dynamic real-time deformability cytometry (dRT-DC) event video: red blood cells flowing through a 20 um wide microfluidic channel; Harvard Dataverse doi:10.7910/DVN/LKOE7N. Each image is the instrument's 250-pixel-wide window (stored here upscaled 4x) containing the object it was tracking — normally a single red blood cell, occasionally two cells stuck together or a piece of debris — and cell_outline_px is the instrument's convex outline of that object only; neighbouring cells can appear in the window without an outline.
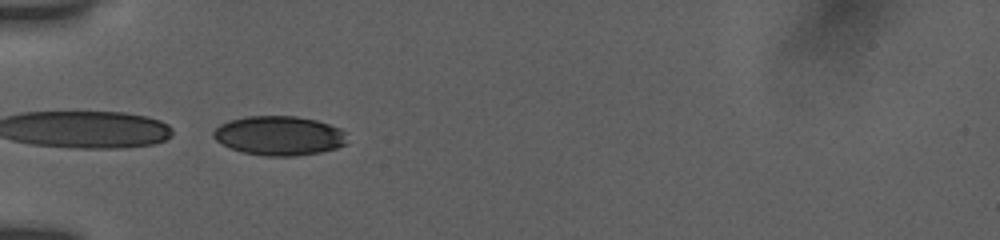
{"species": "human", "species_latin": "Homo sapiens", "temperature_condition": "room temperature", "stored_images_in_passage": 8, "segment_of_instrument_passage": [2, 2], "camera_frame_rate_fps": 3000, "um_per_image_px": 0.085, "donor": {"sex": "female"}, "frame": {"image": 1, "passage_image": 5, "time_ms": 3.0, "image_size_px": [1000, 240], "cell_outline_px": [[348, 144], [336, 148], [320, 152], [292, 156], [264, 156], [240, 152], [216, 140], [212, 136], [212, 132], [220, 124], [228, 120], [248, 116], [296, 116], [316, 120], [340, 128], [348, 132]], "centroid_in_image_um": [23.76, 11.53], "position_along_channel_um": 61.2, "area_um2": 30.92}}
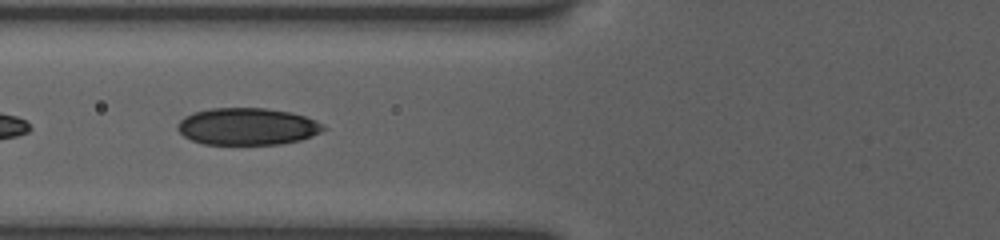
{"frame": {"image": 2, "passage_image": 7, "time_ms": 4.333, "image_size_px": [1000, 240], "cell_outline_px": [[328, 128], [312, 136], [300, 140], [280, 144], [204, 144], [192, 140], [184, 136], [176, 128], [176, 124], [184, 116], [192, 112], [212, 108], [264, 108], [292, 112], [316, 120], [324, 124]], "centroid_in_image_um": [21.03, 10.74], "position_along_channel_um": 104.8, "area_um2": 31.67}}